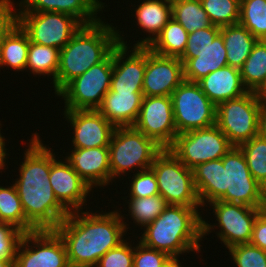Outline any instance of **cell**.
<instances>
[{
    "label": "cell",
    "mask_w": 266,
    "mask_h": 267,
    "mask_svg": "<svg viewBox=\"0 0 266 267\" xmlns=\"http://www.w3.org/2000/svg\"><path fill=\"white\" fill-rule=\"evenodd\" d=\"M27 147L14 182L26 217V233L54 230L70 212L57 200L49 181L51 148L37 132Z\"/></svg>",
    "instance_id": "1"
},
{
    "label": "cell",
    "mask_w": 266,
    "mask_h": 267,
    "mask_svg": "<svg viewBox=\"0 0 266 267\" xmlns=\"http://www.w3.org/2000/svg\"><path fill=\"white\" fill-rule=\"evenodd\" d=\"M97 212L72 211L54 229L64 241L70 267L96 266L105 253L124 241L129 225L121 211Z\"/></svg>",
    "instance_id": "2"
},
{
    "label": "cell",
    "mask_w": 266,
    "mask_h": 267,
    "mask_svg": "<svg viewBox=\"0 0 266 267\" xmlns=\"http://www.w3.org/2000/svg\"><path fill=\"white\" fill-rule=\"evenodd\" d=\"M192 172L202 207L217 200L254 208L263 206L266 189L251 175L239 147L234 146L219 160L196 165Z\"/></svg>",
    "instance_id": "3"
},
{
    "label": "cell",
    "mask_w": 266,
    "mask_h": 267,
    "mask_svg": "<svg viewBox=\"0 0 266 267\" xmlns=\"http://www.w3.org/2000/svg\"><path fill=\"white\" fill-rule=\"evenodd\" d=\"M118 31L100 20L82 25L71 40L60 49L59 66L53 82L57 95L71 80L102 62L118 44Z\"/></svg>",
    "instance_id": "4"
},
{
    "label": "cell",
    "mask_w": 266,
    "mask_h": 267,
    "mask_svg": "<svg viewBox=\"0 0 266 267\" xmlns=\"http://www.w3.org/2000/svg\"><path fill=\"white\" fill-rule=\"evenodd\" d=\"M199 208L168 205L154 221L142 228L144 232L138 242L171 258L201 251L203 218Z\"/></svg>",
    "instance_id": "5"
},
{
    "label": "cell",
    "mask_w": 266,
    "mask_h": 267,
    "mask_svg": "<svg viewBox=\"0 0 266 267\" xmlns=\"http://www.w3.org/2000/svg\"><path fill=\"white\" fill-rule=\"evenodd\" d=\"M110 182L122 174L150 169L163 150L153 139L133 126L115 127L109 144ZM135 167V168H134Z\"/></svg>",
    "instance_id": "6"
},
{
    "label": "cell",
    "mask_w": 266,
    "mask_h": 267,
    "mask_svg": "<svg viewBox=\"0 0 266 267\" xmlns=\"http://www.w3.org/2000/svg\"><path fill=\"white\" fill-rule=\"evenodd\" d=\"M159 194L168 205L202 207L195 187L192 169L186 167L171 151L163 149L154 159Z\"/></svg>",
    "instance_id": "7"
},
{
    "label": "cell",
    "mask_w": 266,
    "mask_h": 267,
    "mask_svg": "<svg viewBox=\"0 0 266 267\" xmlns=\"http://www.w3.org/2000/svg\"><path fill=\"white\" fill-rule=\"evenodd\" d=\"M262 100L257 92L248 91L216 106V125L233 146L258 135Z\"/></svg>",
    "instance_id": "8"
},
{
    "label": "cell",
    "mask_w": 266,
    "mask_h": 267,
    "mask_svg": "<svg viewBox=\"0 0 266 267\" xmlns=\"http://www.w3.org/2000/svg\"><path fill=\"white\" fill-rule=\"evenodd\" d=\"M112 73L113 50L102 62L75 77L57 94L64 98L65 110H97L110 90Z\"/></svg>",
    "instance_id": "9"
},
{
    "label": "cell",
    "mask_w": 266,
    "mask_h": 267,
    "mask_svg": "<svg viewBox=\"0 0 266 267\" xmlns=\"http://www.w3.org/2000/svg\"><path fill=\"white\" fill-rule=\"evenodd\" d=\"M234 146L216 124L178 134L168 148L186 167L221 159Z\"/></svg>",
    "instance_id": "10"
},
{
    "label": "cell",
    "mask_w": 266,
    "mask_h": 267,
    "mask_svg": "<svg viewBox=\"0 0 266 267\" xmlns=\"http://www.w3.org/2000/svg\"><path fill=\"white\" fill-rule=\"evenodd\" d=\"M210 206H212L218 224L212 226L202 220V237L207 236L212 232L211 230L218 227L220 231L217 232V237L228 249L235 245L251 242L254 223L262 212V208L222 200L211 202Z\"/></svg>",
    "instance_id": "11"
},
{
    "label": "cell",
    "mask_w": 266,
    "mask_h": 267,
    "mask_svg": "<svg viewBox=\"0 0 266 267\" xmlns=\"http://www.w3.org/2000/svg\"><path fill=\"white\" fill-rule=\"evenodd\" d=\"M171 99L177 134L216 124V106L197 82L184 80Z\"/></svg>",
    "instance_id": "12"
},
{
    "label": "cell",
    "mask_w": 266,
    "mask_h": 267,
    "mask_svg": "<svg viewBox=\"0 0 266 267\" xmlns=\"http://www.w3.org/2000/svg\"><path fill=\"white\" fill-rule=\"evenodd\" d=\"M18 24L30 42L59 50L82 26L75 17L58 12H18Z\"/></svg>",
    "instance_id": "13"
},
{
    "label": "cell",
    "mask_w": 266,
    "mask_h": 267,
    "mask_svg": "<svg viewBox=\"0 0 266 267\" xmlns=\"http://www.w3.org/2000/svg\"><path fill=\"white\" fill-rule=\"evenodd\" d=\"M14 267H70L64 241L55 230L24 233L17 247Z\"/></svg>",
    "instance_id": "14"
},
{
    "label": "cell",
    "mask_w": 266,
    "mask_h": 267,
    "mask_svg": "<svg viewBox=\"0 0 266 267\" xmlns=\"http://www.w3.org/2000/svg\"><path fill=\"white\" fill-rule=\"evenodd\" d=\"M133 127L168 149L178 135L169 96H143L140 112Z\"/></svg>",
    "instance_id": "15"
},
{
    "label": "cell",
    "mask_w": 266,
    "mask_h": 267,
    "mask_svg": "<svg viewBox=\"0 0 266 267\" xmlns=\"http://www.w3.org/2000/svg\"><path fill=\"white\" fill-rule=\"evenodd\" d=\"M119 32L118 44L113 48V73L110 90L114 92H142L146 68V47L133 46L131 50H128L130 47L128 48L129 44L127 41L125 42L124 32L123 34L122 31Z\"/></svg>",
    "instance_id": "16"
},
{
    "label": "cell",
    "mask_w": 266,
    "mask_h": 267,
    "mask_svg": "<svg viewBox=\"0 0 266 267\" xmlns=\"http://www.w3.org/2000/svg\"><path fill=\"white\" fill-rule=\"evenodd\" d=\"M183 63L176 57H165L146 47L143 96H169L184 81Z\"/></svg>",
    "instance_id": "17"
},
{
    "label": "cell",
    "mask_w": 266,
    "mask_h": 267,
    "mask_svg": "<svg viewBox=\"0 0 266 267\" xmlns=\"http://www.w3.org/2000/svg\"><path fill=\"white\" fill-rule=\"evenodd\" d=\"M63 114L74 131L72 148L109 146L115 126L98 110H65Z\"/></svg>",
    "instance_id": "18"
},
{
    "label": "cell",
    "mask_w": 266,
    "mask_h": 267,
    "mask_svg": "<svg viewBox=\"0 0 266 267\" xmlns=\"http://www.w3.org/2000/svg\"><path fill=\"white\" fill-rule=\"evenodd\" d=\"M49 181L57 200L69 212L83 210L92 189L66 160L57 159L52 150Z\"/></svg>",
    "instance_id": "19"
},
{
    "label": "cell",
    "mask_w": 266,
    "mask_h": 267,
    "mask_svg": "<svg viewBox=\"0 0 266 267\" xmlns=\"http://www.w3.org/2000/svg\"><path fill=\"white\" fill-rule=\"evenodd\" d=\"M65 160L91 189L110 185L109 147L73 148Z\"/></svg>",
    "instance_id": "20"
},
{
    "label": "cell",
    "mask_w": 266,
    "mask_h": 267,
    "mask_svg": "<svg viewBox=\"0 0 266 267\" xmlns=\"http://www.w3.org/2000/svg\"><path fill=\"white\" fill-rule=\"evenodd\" d=\"M19 2L18 12L64 13L75 17L82 25L100 21L101 18L97 14L100 11L103 12L105 8V3L100 0H22Z\"/></svg>",
    "instance_id": "21"
},
{
    "label": "cell",
    "mask_w": 266,
    "mask_h": 267,
    "mask_svg": "<svg viewBox=\"0 0 266 267\" xmlns=\"http://www.w3.org/2000/svg\"><path fill=\"white\" fill-rule=\"evenodd\" d=\"M179 60L183 63L184 79L189 82H198L209 73L228 65L222 35L219 34L204 51L183 53Z\"/></svg>",
    "instance_id": "22"
},
{
    "label": "cell",
    "mask_w": 266,
    "mask_h": 267,
    "mask_svg": "<svg viewBox=\"0 0 266 267\" xmlns=\"http://www.w3.org/2000/svg\"><path fill=\"white\" fill-rule=\"evenodd\" d=\"M197 83L215 106L248 92L242 83L240 69L229 65L209 73Z\"/></svg>",
    "instance_id": "23"
},
{
    "label": "cell",
    "mask_w": 266,
    "mask_h": 267,
    "mask_svg": "<svg viewBox=\"0 0 266 267\" xmlns=\"http://www.w3.org/2000/svg\"><path fill=\"white\" fill-rule=\"evenodd\" d=\"M143 92L109 90L97 110L115 127L133 126L138 118Z\"/></svg>",
    "instance_id": "24"
},
{
    "label": "cell",
    "mask_w": 266,
    "mask_h": 267,
    "mask_svg": "<svg viewBox=\"0 0 266 267\" xmlns=\"http://www.w3.org/2000/svg\"><path fill=\"white\" fill-rule=\"evenodd\" d=\"M137 7L134 10L137 25L149 35L144 39L141 38L140 41H136L137 43L133 44V46L147 47L172 18L171 0H143Z\"/></svg>",
    "instance_id": "25"
},
{
    "label": "cell",
    "mask_w": 266,
    "mask_h": 267,
    "mask_svg": "<svg viewBox=\"0 0 266 267\" xmlns=\"http://www.w3.org/2000/svg\"><path fill=\"white\" fill-rule=\"evenodd\" d=\"M220 34L226 48L227 64L240 69L258 39L240 23L220 27Z\"/></svg>",
    "instance_id": "26"
},
{
    "label": "cell",
    "mask_w": 266,
    "mask_h": 267,
    "mask_svg": "<svg viewBox=\"0 0 266 267\" xmlns=\"http://www.w3.org/2000/svg\"><path fill=\"white\" fill-rule=\"evenodd\" d=\"M30 39L17 23L5 36L0 49V67H10L13 71L26 70Z\"/></svg>",
    "instance_id": "27"
},
{
    "label": "cell",
    "mask_w": 266,
    "mask_h": 267,
    "mask_svg": "<svg viewBox=\"0 0 266 267\" xmlns=\"http://www.w3.org/2000/svg\"><path fill=\"white\" fill-rule=\"evenodd\" d=\"M188 34L179 22L171 18L147 47L155 54L180 58L186 49Z\"/></svg>",
    "instance_id": "28"
},
{
    "label": "cell",
    "mask_w": 266,
    "mask_h": 267,
    "mask_svg": "<svg viewBox=\"0 0 266 267\" xmlns=\"http://www.w3.org/2000/svg\"><path fill=\"white\" fill-rule=\"evenodd\" d=\"M244 87L259 93L266 85V40H257L252 51L240 68Z\"/></svg>",
    "instance_id": "29"
},
{
    "label": "cell",
    "mask_w": 266,
    "mask_h": 267,
    "mask_svg": "<svg viewBox=\"0 0 266 267\" xmlns=\"http://www.w3.org/2000/svg\"><path fill=\"white\" fill-rule=\"evenodd\" d=\"M172 18L188 32L212 26L201 0H171Z\"/></svg>",
    "instance_id": "30"
},
{
    "label": "cell",
    "mask_w": 266,
    "mask_h": 267,
    "mask_svg": "<svg viewBox=\"0 0 266 267\" xmlns=\"http://www.w3.org/2000/svg\"><path fill=\"white\" fill-rule=\"evenodd\" d=\"M59 53L58 48L30 42L26 70L28 68L36 76L51 75L54 82L59 66Z\"/></svg>",
    "instance_id": "31"
},
{
    "label": "cell",
    "mask_w": 266,
    "mask_h": 267,
    "mask_svg": "<svg viewBox=\"0 0 266 267\" xmlns=\"http://www.w3.org/2000/svg\"><path fill=\"white\" fill-rule=\"evenodd\" d=\"M239 23L258 40H266V0H240Z\"/></svg>",
    "instance_id": "32"
},
{
    "label": "cell",
    "mask_w": 266,
    "mask_h": 267,
    "mask_svg": "<svg viewBox=\"0 0 266 267\" xmlns=\"http://www.w3.org/2000/svg\"><path fill=\"white\" fill-rule=\"evenodd\" d=\"M128 213L133 223L145 227L154 221L168 206L166 200L159 194L150 197L130 198L127 202Z\"/></svg>",
    "instance_id": "33"
},
{
    "label": "cell",
    "mask_w": 266,
    "mask_h": 267,
    "mask_svg": "<svg viewBox=\"0 0 266 267\" xmlns=\"http://www.w3.org/2000/svg\"><path fill=\"white\" fill-rule=\"evenodd\" d=\"M0 222L11 224L26 233V217L14 184L0 186Z\"/></svg>",
    "instance_id": "34"
},
{
    "label": "cell",
    "mask_w": 266,
    "mask_h": 267,
    "mask_svg": "<svg viewBox=\"0 0 266 267\" xmlns=\"http://www.w3.org/2000/svg\"><path fill=\"white\" fill-rule=\"evenodd\" d=\"M253 178L266 189V139L260 135L238 146Z\"/></svg>",
    "instance_id": "35"
},
{
    "label": "cell",
    "mask_w": 266,
    "mask_h": 267,
    "mask_svg": "<svg viewBox=\"0 0 266 267\" xmlns=\"http://www.w3.org/2000/svg\"><path fill=\"white\" fill-rule=\"evenodd\" d=\"M201 3L213 25L239 23L240 0H201Z\"/></svg>",
    "instance_id": "36"
},
{
    "label": "cell",
    "mask_w": 266,
    "mask_h": 267,
    "mask_svg": "<svg viewBox=\"0 0 266 267\" xmlns=\"http://www.w3.org/2000/svg\"><path fill=\"white\" fill-rule=\"evenodd\" d=\"M228 250L237 267H266V251L251 243L235 245Z\"/></svg>",
    "instance_id": "37"
},
{
    "label": "cell",
    "mask_w": 266,
    "mask_h": 267,
    "mask_svg": "<svg viewBox=\"0 0 266 267\" xmlns=\"http://www.w3.org/2000/svg\"><path fill=\"white\" fill-rule=\"evenodd\" d=\"M130 189L128 193L129 198H141L159 195V188L155 173L153 170L147 169L133 174Z\"/></svg>",
    "instance_id": "38"
},
{
    "label": "cell",
    "mask_w": 266,
    "mask_h": 267,
    "mask_svg": "<svg viewBox=\"0 0 266 267\" xmlns=\"http://www.w3.org/2000/svg\"><path fill=\"white\" fill-rule=\"evenodd\" d=\"M127 240L105 253L96 267H133L134 246Z\"/></svg>",
    "instance_id": "39"
},
{
    "label": "cell",
    "mask_w": 266,
    "mask_h": 267,
    "mask_svg": "<svg viewBox=\"0 0 266 267\" xmlns=\"http://www.w3.org/2000/svg\"><path fill=\"white\" fill-rule=\"evenodd\" d=\"M170 259L168 254L146 247L141 242L134 247L133 267H164Z\"/></svg>",
    "instance_id": "40"
},
{
    "label": "cell",
    "mask_w": 266,
    "mask_h": 267,
    "mask_svg": "<svg viewBox=\"0 0 266 267\" xmlns=\"http://www.w3.org/2000/svg\"><path fill=\"white\" fill-rule=\"evenodd\" d=\"M24 232L11 224L0 223V259H15Z\"/></svg>",
    "instance_id": "41"
},
{
    "label": "cell",
    "mask_w": 266,
    "mask_h": 267,
    "mask_svg": "<svg viewBox=\"0 0 266 267\" xmlns=\"http://www.w3.org/2000/svg\"><path fill=\"white\" fill-rule=\"evenodd\" d=\"M219 34L220 27L216 25L189 33L184 53H200L204 51Z\"/></svg>",
    "instance_id": "42"
},
{
    "label": "cell",
    "mask_w": 266,
    "mask_h": 267,
    "mask_svg": "<svg viewBox=\"0 0 266 267\" xmlns=\"http://www.w3.org/2000/svg\"><path fill=\"white\" fill-rule=\"evenodd\" d=\"M11 0H0V49L5 36L18 23V11Z\"/></svg>",
    "instance_id": "43"
},
{
    "label": "cell",
    "mask_w": 266,
    "mask_h": 267,
    "mask_svg": "<svg viewBox=\"0 0 266 267\" xmlns=\"http://www.w3.org/2000/svg\"><path fill=\"white\" fill-rule=\"evenodd\" d=\"M250 243L266 251V214L263 211L257 216L254 223Z\"/></svg>",
    "instance_id": "44"
},
{
    "label": "cell",
    "mask_w": 266,
    "mask_h": 267,
    "mask_svg": "<svg viewBox=\"0 0 266 267\" xmlns=\"http://www.w3.org/2000/svg\"><path fill=\"white\" fill-rule=\"evenodd\" d=\"M258 135L266 139V101L262 100L260 114H259V125Z\"/></svg>",
    "instance_id": "45"
},
{
    "label": "cell",
    "mask_w": 266,
    "mask_h": 267,
    "mask_svg": "<svg viewBox=\"0 0 266 267\" xmlns=\"http://www.w3.org/2000/svg\"><path fill=\"white\" fill-rule=\"evenodd\" d=\"M1 121H0V126H1ZM1 128V127H0ZM5 137L1 135V129H0V170L2 172V170L6 169L5 165H7L6 162V158L7 156H9V154L7 153V149L5 147Z\"/></svg>",
    "instance_id": "46"
},
{
    "label": "cell",
    "mask_w": 266,
    "mask_h": 267,
    "mask_svg": "<svg viewBox=\"0 0 266 267\" xmlns=\"http://www.w3.org/2000/svg\"><path fill=\"white\" fill-rule=\"evenodd\" d=\"M178 258H171L164 267H182Z\"/></svg>",
    "instance_id": "47"
},
{
    "label": "cell",
    "mask_w": 266,
    "mask_h": 267,
    "mask_svg": "<svg viewBox=\"0 0 266 267\" xmlns=\"http://www.w3.org/2000/svg\"><path fill=\"white\" fill-rule=\"evenodd\" d=\"M15 259H0V267H14Z\"/></svg>",
    "instance_id": "48"
},
{
    "label": "cell",
    "mask_w": 266,
    "mask_h": 267,
    "mask_svg": "<svg viewBox=\"0 0 266 267\" xmlns=\"http://www.w3.org/2000/svg\"><path fill=\"white\" fill-rule=\"evenodd\" d=\"M258 94L263 100L266 101V85Z\"/></svg>",
    "instance_id": "49"
},
{
    "label": "cell",
    "mask_w": 266,
    "mask_h": 267,
    "mask_svg": "<svg viewBox=\"0 0 266 267\" xmlns=\"http://www.w3.org/2000/svg\"><path fill=\"white\" fill-rule=\"evenodd\" d=\"M262 211L266 214V197L262 206Z\"/></svg>",
    "instance_id": "50"
},
{
    "label": "cell",
    "mask_w": 266,
    "mask_h": 267,
    "mask_svg": "<svg viewBox=\"0 0 266 267\" xmlns=\"http://www.w3.org/2000/svg\"><path fill=\"white\" fill-rule=\"evenodd\" d=\"M77 267H96V266H77Z\"/></svg>",
    "instance_id": "51"
}]
</instances>
